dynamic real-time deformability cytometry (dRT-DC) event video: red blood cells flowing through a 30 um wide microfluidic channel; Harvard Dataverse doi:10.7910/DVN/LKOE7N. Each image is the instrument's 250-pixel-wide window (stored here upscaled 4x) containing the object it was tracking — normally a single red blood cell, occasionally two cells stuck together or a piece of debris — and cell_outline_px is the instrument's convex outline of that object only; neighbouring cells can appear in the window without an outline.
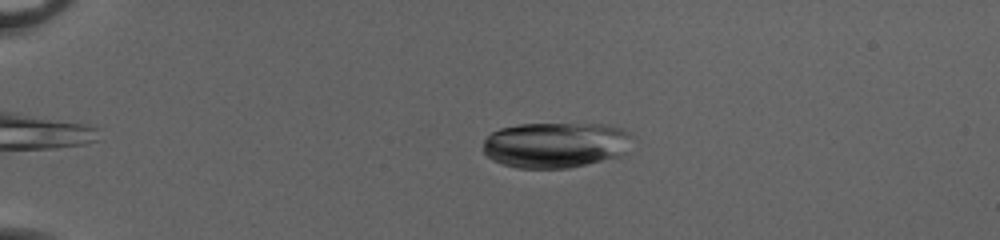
{"species": "common noctule bat (a hibernating species)", "species_latin": "Nyctalus noctula", "temperature_condition": "cold", "stored_images_in_passage": 36, "camera_frame_rate_fps": 3000, "um_per_image_px": 0.085, "animal": {"sex": "female", "body_mass_g": 20.0, "forearm_length_mm": 54.0}, "frame": {"image": 1, "passage_image": 14, "time_ms": 4.333, "image_size_px": [1000, 240], "cell_outline_px": [[628, 136], [624, 152], [620, 156], [568, 168], [516, 168], [492, 160], [484, 152], [484, 140], [492, 132], [500, 128], [520, 124], [604, 124], [620, 128]], "centroid_in_image_um": [47.14, 12.32], "position_along_channel_um": 37.9, "area_um2": 39.02}}